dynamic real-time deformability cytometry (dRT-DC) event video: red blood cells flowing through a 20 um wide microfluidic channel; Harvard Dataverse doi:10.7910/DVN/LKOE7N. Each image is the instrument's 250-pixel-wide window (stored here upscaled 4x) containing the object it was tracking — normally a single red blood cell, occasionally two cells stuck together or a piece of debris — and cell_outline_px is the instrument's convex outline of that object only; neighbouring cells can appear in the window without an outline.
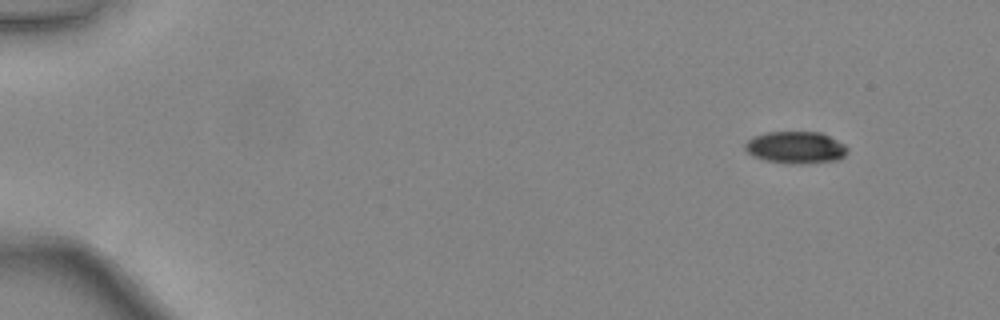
{"species": "common noctule bat (a hibernating species)", "species_latin": "Nyctalus noctula", "temperature_condition": "warm", "stored_images_in_passage": 44, "camera_frame_rate_fps": 3000, "um_per_image_px": 0.085, "animal": {"sex": "female", "body_mass_g": 24.6, "forearm_length_mm": 56.2}, "frame": {"image": 1, "passage_image": 1, "time_ms": 0.0, "image_size_px": [1000, 320], "cell_outline_px": [[848, 152], [840, 160], [800, 164], [784, 164], [764, 160], [752, 156], [744, 148], [744, 144], [752, 136], [764, 132], [820, 132], [844, 144], [848, 148]], "centroid_in_image_um": [67.61, 12.55], "position_along_channel_um": 17.4, "area_um2": 19.42}}
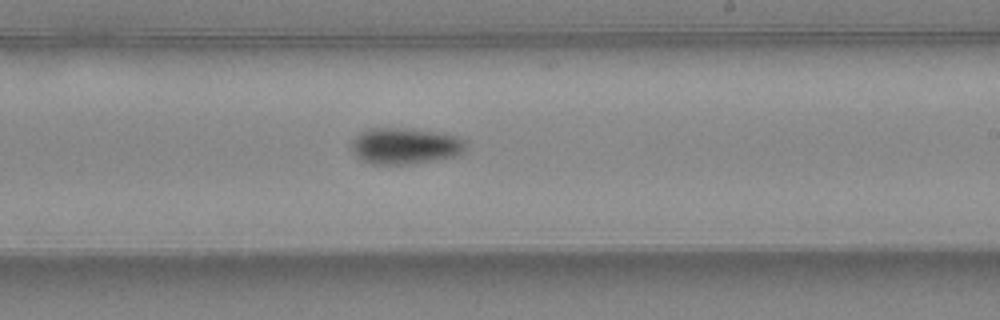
{"frame": {"image": 2, "passage_image": 26, "time_ms": 8.333, "image_size_px": [1000, 320], "cell_outline_px": [[468, 148], [460, 156], [412, 164], [372, 164], [360, 160], [352, 152], [352, 140], [360, 132], [368, 128], [412, 128], [444, 132], [468, 140]], "centroid_in_image_um": [34.52, 12.4], "position_along_channel_um": 254.5, "area_um2": 25.03}}
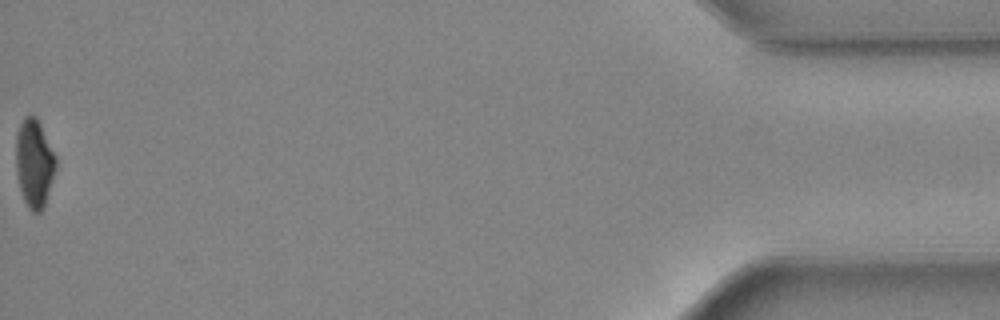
{"frame": {"image": 3, "passage_image": 44, "time_ms": 14.333, "image_size_px": [1000, 320], "cell_outline_px": [[56, 168], [44, 208], [40, 212], [32, 212], [28, 208], [24, 200], [20, 188], [16, 172], [16, 136], [20, 124], [24, 116], [36, 116], [56, 156]], "centroid_in_image_um": [2.91, 13.89], "position_along_channel_um": 432.3, "area_um2": 20.46}, "authors_computed_cell_mechanics": {"area_um2": 22.1085, "velocity_mm_per_s": 4.4742, "shape_relaxation_time_tau1_ms": 3.1757, "shape_relaxation_time_tau2_ms": null, "deformation_change_tau1": 0.1277, "deformation_change_tau2": null}}